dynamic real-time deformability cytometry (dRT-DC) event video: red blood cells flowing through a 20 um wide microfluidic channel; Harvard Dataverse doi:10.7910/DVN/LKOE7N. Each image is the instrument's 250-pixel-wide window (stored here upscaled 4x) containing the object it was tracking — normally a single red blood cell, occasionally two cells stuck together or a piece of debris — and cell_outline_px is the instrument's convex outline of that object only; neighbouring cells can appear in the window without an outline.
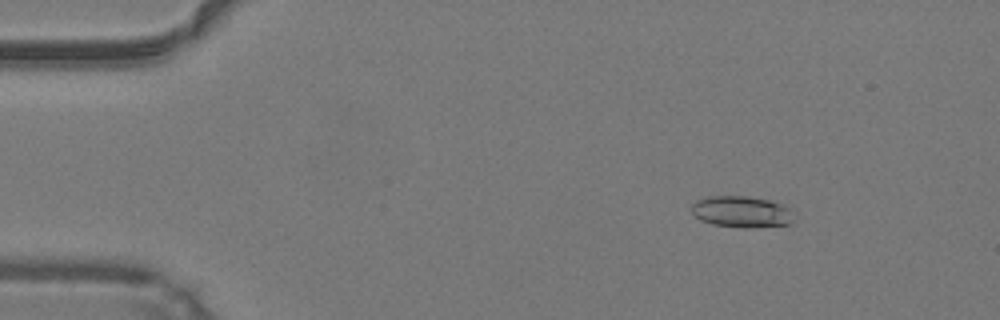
{"species": "common noctule bat (a hibernating species)", "species_latin": "Nyctalus noctula", "temperature_condition": "warm", "stored_images_in_passage": 49, "camera_frame_rate_fps": 3000, "um_per_image_px": 0.085, "animal": {"sex": "male", "body_mass_g": 19.2, "forearm_length_mm": 51.8}, "frame": {"image": 1, "passage_image": 7, "time_ms": 2.0, "image_size_px": [1000, 320], "cell_outline_px": [[792, 220], [788, 224], [752, 228], [744, 228], [712, 224], [700, 220], [692, 212], [692, 204], [696, 200], [708, 196], [748, 196], [768, 200], [780, 204], [788, 208]], "centroid_in_image_um": [62.97, 18.0], "position_along_channel_um": 22.0, "area_um2": 18.5}}
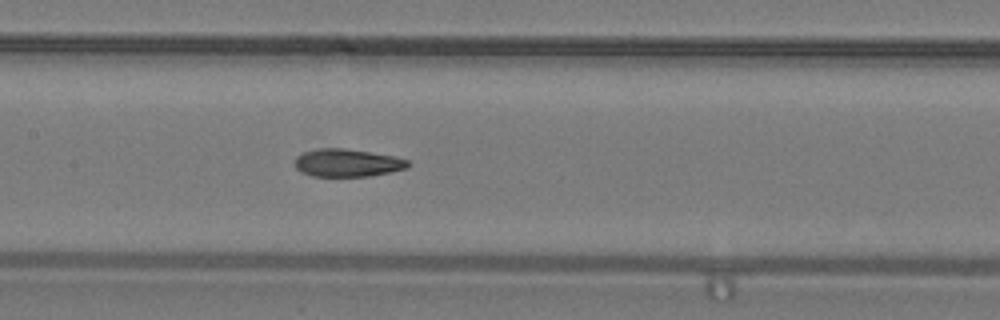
{"frame": {"image": 2, "passage_image": 24, "time_ms": 7.667, "image_size_px": [1000, 320], "cell_outline_px": [[408, 168], [368, 176], [312, 176], [296, 168], [296, 156], [304, 152], [320, 148], [344, 148], [396, 156], [408, 160]], "centroid_in_image_um": [29.54, 13.83], "position_along_channel_um": 177.9, "area_um2": 18.09}}
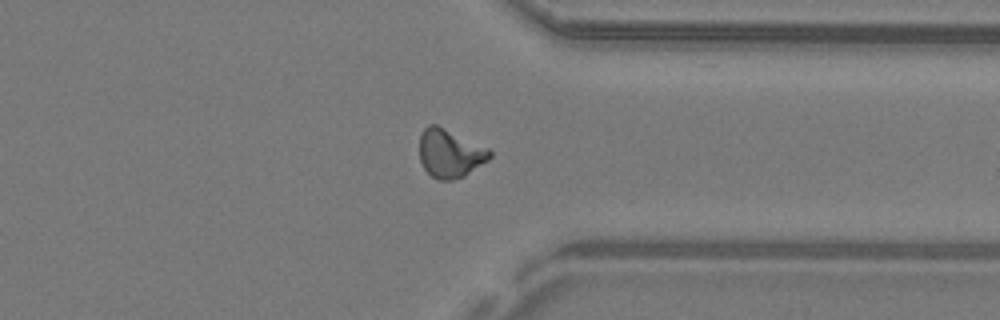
{"frame": {"image": 3, "passage_image": 38, "time_ms": 12.333, "image_size_px": [1000, 320], "cell_outline_px": [[492, 156], [488, 160], [464, 176], [452, 180], [436, 180], [424, 168], [420, 160], [420, 136], [424, 128], [428, 124], [436, 124], [488, 148], [492, 152]], "centroid_in_image_um": [38.24, 13.04], "position_along_channel_um": 373.2, "area_um2": 19.71}, "authors_computed_cell_mechanics": {"area_um2": 18.496, "velocity_mm_per_s": 4.2555, "shape_relaxation_time_tau1_ms": null, "shape_relaxation_time_tau2_ms": 2.4691, "deformation_change_tau1": null, "deformation_change_tau2": 0.1015}}